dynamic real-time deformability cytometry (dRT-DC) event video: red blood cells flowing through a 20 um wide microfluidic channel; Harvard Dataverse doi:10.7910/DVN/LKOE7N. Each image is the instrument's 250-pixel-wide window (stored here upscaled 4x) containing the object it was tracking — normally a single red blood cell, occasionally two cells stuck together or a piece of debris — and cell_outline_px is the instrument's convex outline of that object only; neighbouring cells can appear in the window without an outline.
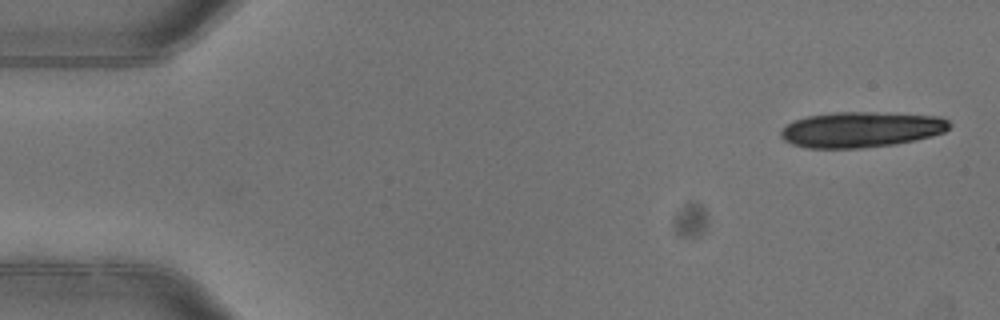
{"species": "common noctule bat (a hibernating species)", "species_latin": "Nyctalus noctula", "temperature_condition": "warm", "stored_images_in_passage": 3, "camera_frame_rate_fps": 3000, "um_per_image_px": 0.085, "animal": {"sex": "female"}, "frame": {"image": 1, "passage_image": 1, "time_ms": 0.0, "image_size_px": [1000, 320], "cell_outline_px": [[952, 124], [944, 132], [932, 136], [916, 140], [896, 144], [860, 148], [808, 148], [792, 144], [784, 140], [780, 136], [780, 132], [788, 124], [796, 120], [808, 116], [836, 112], [876, 112], [940, 116], [948, 120]], "centroid_in_image_um": [73.23, 11.01], "position_along_channel_um": 11.8, "area_um2": 34.97}}